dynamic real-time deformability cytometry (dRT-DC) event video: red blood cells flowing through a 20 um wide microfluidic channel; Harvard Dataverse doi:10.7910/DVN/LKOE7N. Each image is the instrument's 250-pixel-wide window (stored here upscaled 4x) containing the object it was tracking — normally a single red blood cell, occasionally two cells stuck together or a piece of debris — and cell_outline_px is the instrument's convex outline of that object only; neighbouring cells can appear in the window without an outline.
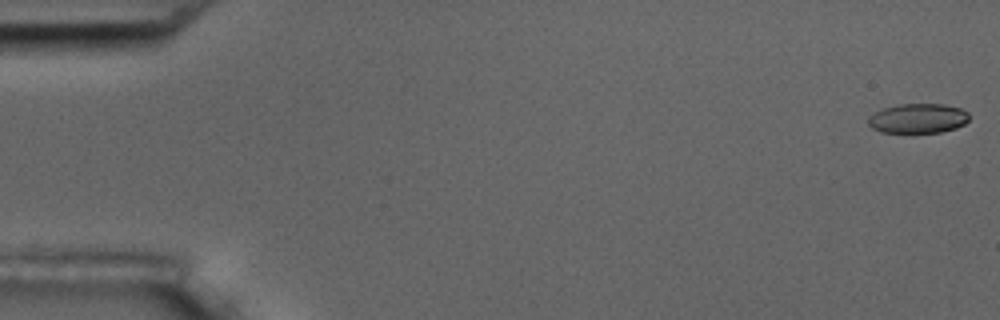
{"species": "common noctule bat (a hibernating species)", "species_latin": "Nyctalus noctula", "temperature_condition": "room temperature", "stored_images_in_passage": 9, "camera_frame_rate_fps": 3000, "um_per_image_px": 0.085, "animal": {"sex": "male", "body_mass_g": 17.5, "forearm_length_mm": 52.3}, "frame": {"image": 1, "passage_image": 1, "time_ms": 0.0, "image_size_px": [1000, 320], "cell_outline_px": [[968, 120], [964, 124], [956, 128], [940, 132], [912, 136], [880, 132], [872, 128], [868, 124], [868, 116], [884, 108], [896, 104], [944, 104], [960, 108], [968, 112]], "centroid_in_image_um": [77.99, 10.12], "position_along_channel_um": 7.0, "area_um2": 18.26}}